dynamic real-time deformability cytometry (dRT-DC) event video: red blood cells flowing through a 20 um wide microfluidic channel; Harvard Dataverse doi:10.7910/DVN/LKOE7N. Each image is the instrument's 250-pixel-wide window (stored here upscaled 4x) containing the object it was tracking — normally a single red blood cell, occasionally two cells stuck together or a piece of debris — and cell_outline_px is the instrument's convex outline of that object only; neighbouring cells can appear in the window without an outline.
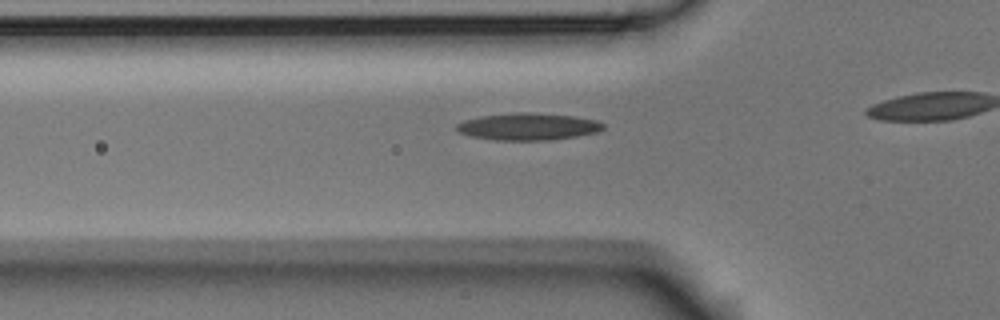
{"species": "Egyptian fruit bat (a non-hibernating species)", "species_latin": "Rousettus aegyptiacus", "temperature_condition": "room temperature", "stored_images_in_passage": 29, "camera_frame_rate_fps": 3000, "um_per_image_px": 0.085, "animal": {"sex": "male"}, "frame": {"image": 1, "passage_image": 4, "time_ms": 1.0, "image_size_px": [1000, 320], "cell_outline_px": [[604, 128], [596, 132], [576, 136], [548, 140], [496, 140], [472, 136], [460, 132], [456, 128], [456, 124], [464, 120], [480, 116], [520, 112], [524, 112], [572, 116], [596, 120], [604, 124]], "centroid_in_image_um": [44.88, 10.76], "position_along_channel_um": 80.9, "area_um2": 22.77}}
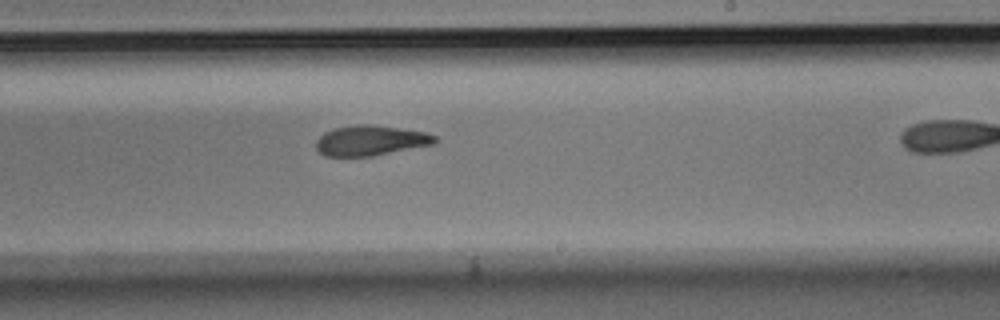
{"frame": {"image": 2, "passage_image": 18, "time_ms": 5.667, "image_size_px": [1000, 320], "cell_outline_px": [[436, 140], [432, 144], [372, 156], [324, 156], [316, 148], [316, 140], [324, 132], [332, 128], [356, 124], [372, 124], [424, 132], [436, 136]], "centroid_in_image_um": [31.43, 11.93], "position_along_channel_um": 257.6, "area_um2": 20.75}}
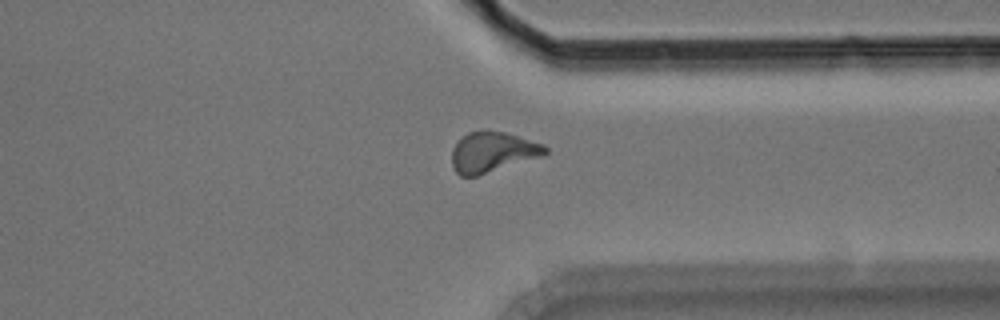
{"frame": {"image": 3, "passage_image": 27, "time_ms": 8.667, "image_size_px": [1000, 320], "cell_outline_px": [[548, 152], [544, 156], [476, 176], [460, 176], [456, 172], [452, 164], [452, 148], [468, 132], [504, 132], [544, 144], [548, 148]], "centroid_in_image_um": [41.9, 12.95], "position_along_channel_um": 369.5, "area_um2": 21.62}}